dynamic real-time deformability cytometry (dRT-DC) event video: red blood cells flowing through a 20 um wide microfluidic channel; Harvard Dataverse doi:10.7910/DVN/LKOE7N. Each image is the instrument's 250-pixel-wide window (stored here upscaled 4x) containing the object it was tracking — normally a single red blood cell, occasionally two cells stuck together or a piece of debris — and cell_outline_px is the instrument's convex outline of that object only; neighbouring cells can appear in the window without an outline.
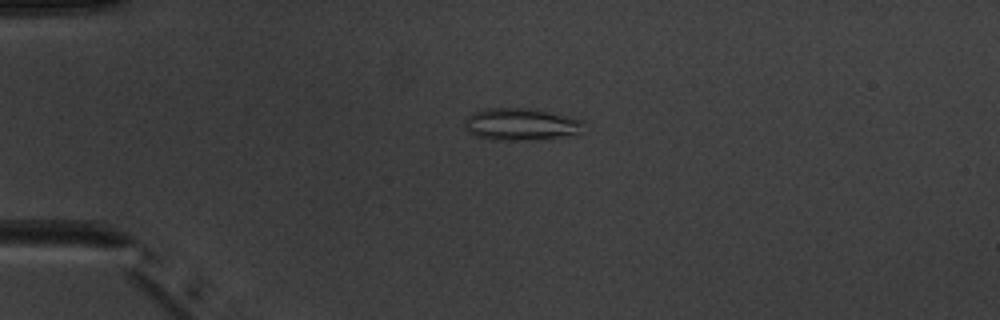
{"species": "common noctule bat (a hibernating species)", "species_latin": "Nyctalus noctula", "temperature_condition": "warm", "stored_images_in_passage": 5, "camera_frame_rate_fps": 3000, "um_per_image_px": 0.085, "animal": {"sex": "male", "body_mass_g": 20.1, "forearm_length_mm": 53.5}, "frame": {"image": 1, "passage_image": 4, "time_ms": 3.333, "image_size_px": [1000, 320], "cell_outline_px": [[584, 120], [580, 132], [556, 136], [528, 140], [492, 140], [476, 136], [468, 132], [464, 128], [464, 120], [472, 112], [488, 108], [528, 108]], "centroid_in_image_um": [44.16, 10.56], "position_along_channel_um": 40.8, "area_um2": 21.91}}